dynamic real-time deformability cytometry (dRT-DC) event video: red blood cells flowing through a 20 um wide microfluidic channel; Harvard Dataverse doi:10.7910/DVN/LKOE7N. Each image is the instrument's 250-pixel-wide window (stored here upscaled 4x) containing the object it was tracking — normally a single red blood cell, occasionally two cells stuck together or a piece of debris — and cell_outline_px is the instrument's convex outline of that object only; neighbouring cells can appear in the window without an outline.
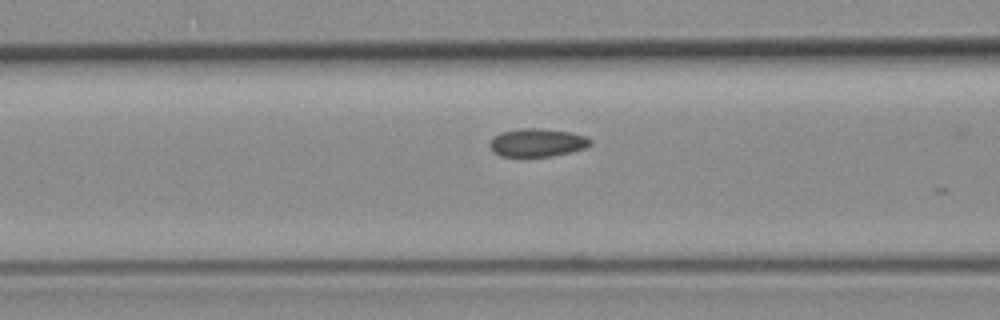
{"species": "common noctule bat (a hibernating species)", "species_latin": "Nyctalus noctula", "temperature_condition": "room temperature", "stored_images_in_passage": 12, "camera_frame_rate_fps": 3000, "um_per_image_px": 0.085, "animal": {"sex": "female", "body_mass_g": 19.3, "forearm_length_mm": 54.1}, "frame": {"image": 1, "passage_image": 3, "time_ms": 0.667, "image_size_px": [1000, 320], "cell_outline_px": [[592, 144], [584, 148], [552, 156], [500, 156], [492, 152], [488, 144], [492, 136], [500, 132], [520, 128], [540, 128], [572, 132], [584, 136], [592, 140]], "centroid_in_image_um": [45.61, 12.11], "position_along_channel_um": 121.0, "area_um2": 16.65}}
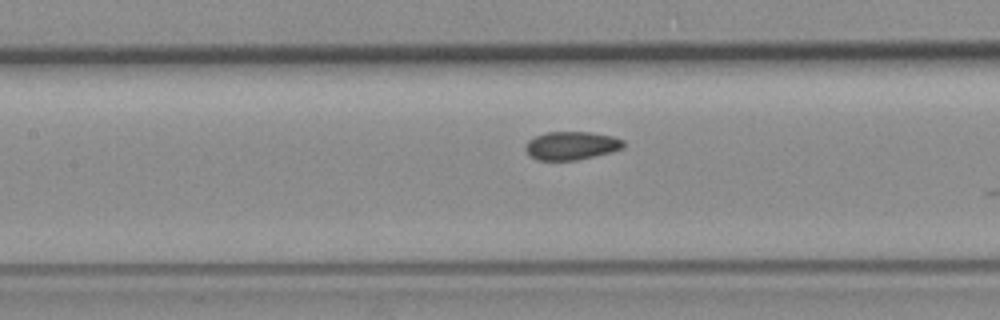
{"frame": {"image": 2, "passage_image": 6, "time_ms": 1.667, "image_size_px": [1000, 320], "cell_outline_px": [[624, 148], [612, 152], [576, 160], [536, 160], [524, 148], [528, 140], [544, 132], [592, 132], [612, 136], [624, 140]], "centroid_in_image_um": [48.59, 12.37], "position_along_channel_um": 158.8, "area_um2": 16.18}}
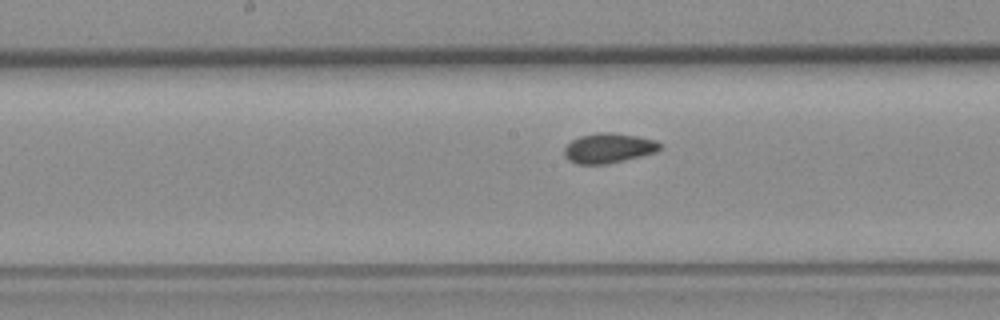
{"frame": {"image": 3, "passage_image": 9, "time_ms": 2.667, "image_size_px": [1000, 320], "cell_outline_px": [[664, 144], [656, 152], [608, 164], [576, 164], [568, 160], [564, 156], [564, 148], [572, 140], [580, 136], [596, 132], [612, 132], [636, 136], [656, 140]], "centroid_in_image_um": [51.72, 12.59], "position_along_channel_um": 196.5, "area_um2": 16.76}}